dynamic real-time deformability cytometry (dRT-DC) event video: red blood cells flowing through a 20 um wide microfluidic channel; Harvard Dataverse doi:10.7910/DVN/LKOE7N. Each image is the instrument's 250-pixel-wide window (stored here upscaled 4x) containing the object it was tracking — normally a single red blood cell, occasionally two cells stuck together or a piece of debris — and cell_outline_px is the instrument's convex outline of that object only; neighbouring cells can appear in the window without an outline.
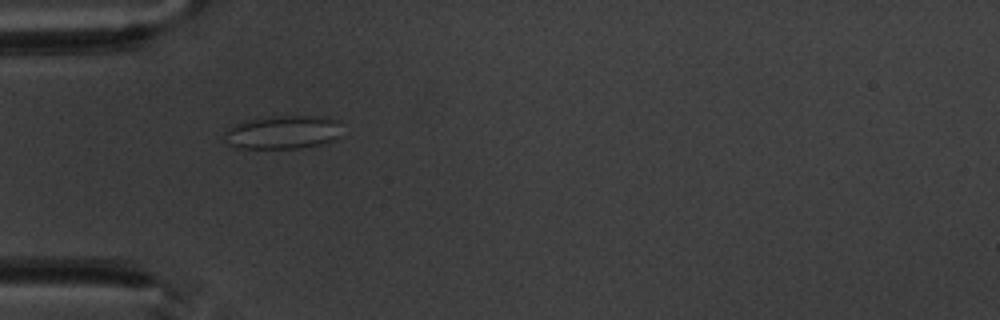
{"species": "common noctule bat (a hibernating species)", "species_latin": "Nyctalus noctula", "temperature_condition": "warm", "stored_images_in_passage": 4, "camera_frame_rate_fps": 3000, "um_per_image_px": 0.085, "animal": {"sex": "male", "body_mass_g": 20.1, "forearm_length_mm": 53.5}, "frame": {"image": 1, "passage_image": 1, "time_ms": 0.0, "image_size_px": [1000, 320], "cell_outline_px": [[340, 120], [336, 136], [332, 140], [320, 144], [300, 148], [236, 148], [224, 140], [224, 132], [228, 128], [244, 120], [276, 116], [328, 116]], "centroid_in_image_um": [24.0, 11.23], "position_along_channel_um": 61.0, "area_um2": 22.83}}
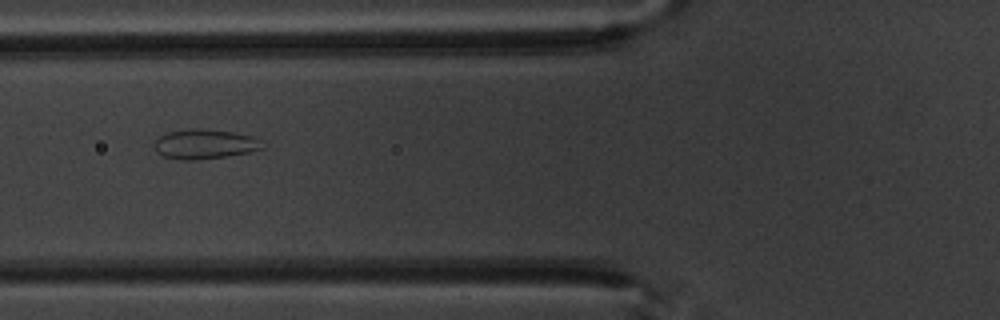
{"frame": {"image": 2, "passage_image": 2, "time_ms": 1.333, "image_size_px": [1000, 320], "cell_outline_px": [[264, 148], [248, 152], [228, 156], [196, 160], [184, 160], [160, 156], [156, 152], [152, 144], [160, 136], [168, 132], [188, 128], [204, 128], [232, 132], [252, 136], [260, 140]], "centroid_in_image_um": [17.35, 12.25], "position_along_channel_um": 108.5, "area_um2": 18.9}}
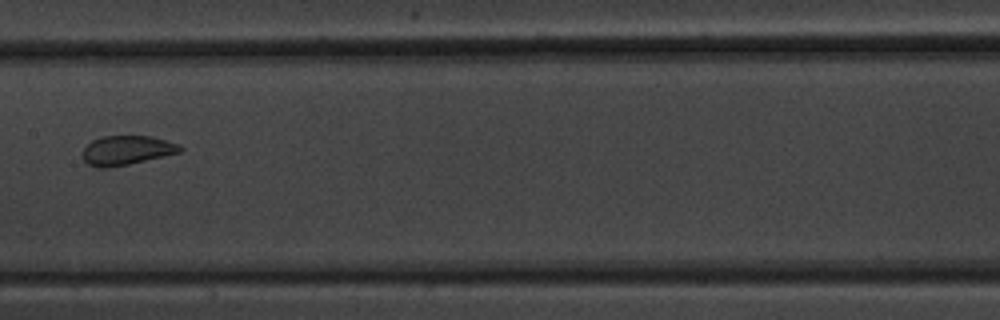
{"frame": {"image": 3, "passage_image": 4, "time_ms": 3.667, "image_size_px": [1000, 320], "cell_outline_px": [[184, 148], [180, 152], [128, 164], [104, 168], [96, 168], [88, 164], [84, 160], [84, 148], [92, 140], [100, 136], [152, 136], [180, 144]], "centroid_in_image_um": [10.78, 12.76], "position_along_channel_um": 196.6, "area_um2": 16.53}}